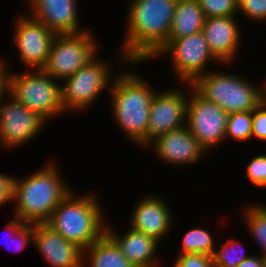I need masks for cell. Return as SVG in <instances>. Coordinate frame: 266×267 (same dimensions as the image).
I'll use <instances>...</instances> for the list:
<instances>
[{
    "label": "cell",
    "mask_w": 266,
    "mask_h": 267,
    "mask_svg": "<svg viewBox=\"0 0 266 267\" xmlns=\"http://www.w3.org/2000/svg\"><path fill=\"white\" fill-rule=\"evenodd\" d=\"M97 54L76 73L61 82L62 104L65 114L79 113L94 105L104 90L109 91L117 71L113 60L102 59ZM113 65V66H112ZM112 67V68H111ZM115 72V74L113 72Z\"/></svg>",
    "instance_id": "obj_7"
},
{
    "label": "cell",
    "mask_w": 266,
    "mask_h": 267,
    "mask_svg": "<svg viewBox=\"0 0 266 267\" xmlns=\"http://www.w3.org/2000/svg\"><path fill=\"white\" fill-rule=\"evenodd\" d=\"M212 232L203 227L190 229L182 237V244L177 255L185 253H200L212 256L217 244Z\"/></svg>",
    "instance_id": "obj_23"
},
{
    "label": "cell",
    "mask_w": 266,
    "mask_h": 267,
    "mask_svg": "<svg viewBox=\"0 0 266 267\" xmlns=\"http://www.w3.org/2000/svg\"><path fill=\"white\" fill-rule=\"evenodd\" d=\"M255 23L266 21V0H238V14Z\"/></svg>",
    "instance_id": "obj_29"
},
{
    "label": "cell",
    "mask_w": 266,
    "mask_h": 267,
    "mask_svg": "<svg viewBox=\"0 0 266 267\" xmlns=\"http://www.w3.org/2000/svg\"><path fill=\"white\" fill-rule=\"evenodd\" d=\"M241 240L229 238L221 245L216 246L212 254L213 267H237L242 261L251 256L243 250ZM220 246V247H219Z\"/></svg>",
    "instance_id": "obj_25"
},
{
    "label": "cell",
    "mask_w": 266,
    "mask_h": 267,
    "mask_svg": "<svg viewBox=\"0 0 266 267\" xmlns=\"http://www.w3.org/2000/svg\"><path fill=\"white\" fill-rule=\"evenodd\" d=\"M262 92H263V101L266 103V78H264L262 84Z\"/></svg>",
    "instance_id": "obj_35"
},
{
    "label": "cell",
    "mask_w": 266,
    "mask_h": 267,
    "mask_svg": "<svg viewBox=\"0 0 266 267\" xmlns=\"http://www.w3.org/2000/svg\"><path fill=\"white\" fill-rule=\"evenodd\" d=\"M177 0H129L116 62L150 60L166 43Z\"/></svg>",
    "instance_id": "obj_1"
},
{
    "label": "cell",
    "mask_w": 266,
    "mask_h": 267,
    "mask_svg": "<svg viewBox=\"0 0 266 267\" xmlns=\"http://www.w3.org/2000/svg\"><path fill=\"white\" fill-rule=\"evenodd\" d=\"M26 13L58 34H76L88 30L80 24L78 0H24ZM29 12V13H28Z\"/></svg>",
    "instance_id": "obj_16"
},
{
    "label": "cell",
    "mask_w": 266,
    "mask_h": 267,
    "mask_svg": "<svg viewBox=\"0 0 266 267\" xmlns=\"http://www.w3.org/2000/svg\"><path fill=\"white\" fill-rule=\"evenodd\" d=\"M14 176L0 172V207L13 201Z\"/></svg>",
    "instance_id": "obj_32"
},
{
    "label": "cell",
    "mask_w": 266,
    "mask_h": 267,
    "mask_svg": "<svg viewBox=\"0 0 266 267\" xmlns=\"http://www.w3.org/2000/svg\"><path fill=\"white\" fill-rule=\"evenodd\" d=\"M206 16L198 0H177L167 43L150 59L155 57L172 41L202 31Z\"/></svg>",
    "instance_id": "obj_20"
},
{
    "label": "cell",
    "mask_w": 266,
    "mask_h": 267,
    "mask_svg": "<svg viewBox=\"0 0 266 267\" xmlns=\"http://www.w3.org/2000/svg\"><path fill=\"white\" fill-rule=\"evenodd\" d=\"M47 163V164H46ZM25 178L14 176L15 218L27 224L46 223L57 205L71 191L57 162H46Z\"/></svg>",
    "instance_id": "obj_3"
},
{
    "label": "cell",
    "mask_w": 266,
    "mask_h": 267,
    "mask_svg": "<svg viewBox=\"0 0 266 267\" xmlns=\"http://www.w3.org/2000/svg\"><path fill=\"white\" fill-rule=\"evenodd\" d=\"M262 267H266V258H264V263Z\"/></svg>",
    "instance_id": "obj_36"
},
{
    "label": "cell",
    "mask_w": 266,
    "mask_h": 267,
    "mask_svg": "<svg viewBox=\"0 0 266 267\" xmlns=\"http://www.w3.org/2000/svg\"><path fill=\"white\" fill-rule=\"evenodd\" d=\"M128 64L130 68L119 70L121 73L115 75L108 91L111 117L129 142L137 145V148L145 149L150 105L157 89L152 84L150 86L141 74L133 72L132 66L141 62H128Z\"/></svg>",
    "instance_id": "obj_2"
},
{
    "label": "cell",
    "mask_w": 266,
    "mask_h": 267,
    "mask_svg": "<svg viewBox=\"0 0 266 267\" xmlns=\"http://www.w3.org/2000/svg\"><path fill=\"white\" fill-rule=\"evenodd\" d=\"M206 18L238 16V0H198Z\"/></svg>",
    "instance_id": "obj_27"
},
{
    "label": "cell",
    "mask_w": 266,
    "mask_h": 267,
    "mask_svg": "<svg viewBox=\"0 0 266 267\" xmlns=\"http://www.w3.org/2000/svg\"><path fill=\"white\" fill-rule=\"evenodd\" d=\"M179 85V88L157 90L153 96L149 111L147 145L157 136L186 125L189 84Z\"/></svg>",
    "instance_id": "obj_13"
},
{
    "label": "cell",
    "mask_w": 266,
    "mask_h": 267,
    "mask_svg": "<svg viewBox=\"0 0 266 267\" xmlns=\"http://www.w3.org/2000/svg\"><path fill=\"white\" fill-rule=\"evenodd\" d=\"M166 202L164 197L152 192L142 196L130 212V227L162 243L174 226L173 212Z\"/></svg>",
    "instance_id": "obj_15"
},
{
    "label": "cell",
    "mask_w": 266,
    "mask_h": 267,
    "mask_svg": "<svg viewBox=\"0 0 266 267\" xmlns=\"http://www.w3.org/2000/svg\"><path fill=\"white\" fill-rule=\"evenodd\" d=\"M15 18L13 46L26 69H42L46 63L56 34L26 12Z\"/></svg>",
    "instance_id": "obj_11"
},
{
    "label": "cell",
    "mask_w": 266,
    "mask_h": 267,
    "mask_svg": "<svg viewBox=\"0 0 266 267\" xmlns=\"http://www.w3.org/2000/svg\"><path fill=\"white\" fill-rule=\"evenodd\" d=\"M228 139L238 143L252 140V111L228 114L225 140Z\"/></svg>",
    "instance_id": "obj_26"
},
{
    "label": "cell",
    "mask_w": 266,
    "mask_h": 267,
    "mask_svg": "<svg viewBox=\"0 0 266 267\" xmlns=\"http://www.w3.org/2000/svg\"><path fill=\"white\" fill-rule=\"evenodd\" d=\"M12 220H9L5 226L7 230L6 239H2V244L5 248H8L10 252L13 250L15 252H20L26 249L29 244H33L34 236V224H27L23 221L13 217ZM11 245V246H10ZM11 247V248H10Z\"/></svg>",
    "instance_id": "obj_24"
},
{
    "label": "cell",
    "mask_w": 266,
    "mask_h": 267,
    "mask_svg": "<svg viewBox=\"0 0 266 267\" xmlns=\"http://www.w3.org/2000/svg\"><path fill=\"white\" fill-rule=\"evenodd\" d=\"M113 228L108 222L106 234L116 243L121 253L134 267L160 266V260L157 257L159 241L131 227L123 233L117 232Z\"/></svg>",
    "instance_id": "obj_19"
},
{
    "label": "cell",
    "mask_w": 266,
    "mask_h": 267,
    "mask_svg": "<svg viewBox=\"0 0 266 267\" xmlns=\"http://www.w3.org/2000/svg\"><path fill=\"white\" fill-rule=\"evenodd\" d=\"M99 200L101 198L95 191L78 195L73 188L57 205L46 224L85 250L106 233L107 220Z\"/></svg>",
    "instance_id": "obj_4"
},
{
    "label": "cell",
    "mask_w": 266,
    "mask_h": 267,
    "mask_svg": "<svg viewBox=\"0 0 266 267\" xmlns=\"http://www.w3.org/2000/svg\"><path fill=\"white\" fill-rule=\"evenodd\" d=\"M134 267L105 233L83 250L82 267Z\"/></svg>",
    "instance_id": "obj_21"
},
{
    "label": "cell",
    "mask_w": 266,
    "mask_h": 267,
    "mask_svg": "<svg viewBox=\"0 0 266 267\" xmlns=\"http://www.w3.org/2000/svg\"><path fill=\"white\" fill-rule=\"evenodd\" d=\"M248 182L257 188H266V153L258 154L249 160L245 167Z\"/></svg>",
    "instance_id": "obj_28"
},
{
    "label": "cell",
    "mask_w": 266,
    "mask_h": 267,
    "mask_svg": "<svg viewBox=\"0 0 266 267\" xmlns=\"http://www.w3.org/2000/svg\"><path fill=\"white\" fill-rule=\"evenodd\" d=\"M264 258L261 255L254 254L242 261L237 267H262Z\"/></svg>",
    "instance_id": "obj_34"
},
{
    "label": "cell",
    "mask_w": 266,
    "mask_h": 267,
    "mask_svg": "<svg viewBox=\"0 0 266 267\" xmlns=\"http://www.w3.org/2000/svg\"><path fill=\"white\" fill-rule=\"evenodd\" d=\"M237 18L239 17H208L202 28L211 53L222 65H232L240 54L238 50L243 43Z\"/></svg>",
    "instance_id": "obj_17"
},
{
    "label": "cell",
    "mask_w": 266,
    "mask_h": 267,
    "mask_svg": "<svg viewBox=\"0 0 266 267\" xmlns=\"http://www.w3.org/2000/svg\"><path fill=\"white\" fill-rule=\"evenodd\" d=\"M85 30L76 34H58L53 39L46 65L42 70L62 82L76 73L100 51L95 33Z\"/></svg>",
    "instance_id": "obj_8"
},
{
    "label": "cell",
    "mask_w": 266,
    "mask_h": 267,
    "mask_svg": "<svg viewBox=\"0 0 266 267\" xmlns=\"http://www.w3.org/2000/svg\"><path fill=\"white\" fill-rule=\"evenodd\" d=\"M165 56L170 59L173 73L181 84H193L211 70L208 65L211 62L216 66H228L222 65L211 53L202 31L172 40L155 59Z\"/></svg>",
    "instance_id": "obj_9"
},
{
    "label": "cell",
    "mask_w": 266,
    "mask_h": 267,
    "mask_svg": "<svg viewBox=\"0 0 266 267\" xmlns=\"http://www.w3.org/2000/svg\"><path fill=\"white\" fill-rule=\"evenodd\" d=\"M32 245L51 267H82L83 249L65 239L46 223L34 224Z\"/></svg>",
    "instance_id": "obj_18"
},
{
    "label": "cell",
    "mask_w": 266,
    "mask_h": 267,
    "mask_svg": "<svg viewBox=\"0 0 266 267\" xmlns=\"http://www.w3.org/2000/svg\"><path fill=\"white\" fill-rule=\"evenodd\" d=\"M151 148L153 155L166 166L187 167L202 160L208 153L191 134L187 125L157 136L146 148Z\"/></svg>",
    "instance_id": "obj_14"
},
{
    "label": "cell",
    "mask_w": 266,
    "mask_h": 267,
    "mask_svg": "<svg viewBox=\"0 0 266 267\" xmlns=\"http://www.w3.org/2000/svg\"><path fill=\"white\" fill-rule=\"evenodd\" d=\"M10 95L46 123L65 115L62 104L61 82L42 69L11 72Z\"/></svg>",
    "instance_id": "obj_6"
},
{
    "label": "cell",
    "mask_w": 266,
    "mask_h": 267,
    "mask_svg": "<svg viewBox=\"0 0 266 267\" xmlns=\"http://www.w3.org/2000/svg\"><path fill=\"white\" fill-rule=\"evenodd\" d=\"M264 203H247L245 207L240 208V215L249 234L253 236L252 240L258 244L260 255L266 258V205Z\"/></svg>",
    "instance_id": "obj_22"
},
{
    "label": "cell",
    "mask_w": 266,
    "mask_h": 267,
    "mask_svg": "<svg viewBox=\"0 0 266 267\" xmlns=\"http://www.w3.org/2000/svg\"><path fill=\"white\" fill-rule=\"evenodd\" d=\"M45 124L40 116L9 94L0 104V145L6 151L24 146L37 138Z\"/></svg>",
    "instance_id": "obj_12"
},
{
    "label": "cell",
    "mask_w": 266,
    "mask_h": 267,
    "mask_svg": "<svg viewBox=\"0 0 266 267\" xmlns=\"http://www.w3.org/2000/svg\"><path fill=\"white\" fill-rule=\"evenodd\" d=\"M228 113L207 101L189 84L187 127L207 153L225 140Z\"/></svg>",
    "instance_id": "obj_10"
},
{
    "label": "cell",
    "mask_w": 266,
    "mask_h": 267,
    "mask_svg": "<svg viewBox=\"0 0 266 267\" xmlns=\"http://www.w3.org/2000/svg\"><path fill=\"white\" fill-rule=\"evenodd\" d=\"M6 59L0 57V104L3 99L10 94V76Z\"/></svg>",
    "instance_id": "obj_33"
},
{
    "label": "cell",
    "mask_w": 266,
    "mask_h": 267,
    "mask_svg": "<svg viewBox=\"0 0 266 267\" xmlns=\"http://www.w3.org/2000/svg\"><path fill=\"white\" fill-rule=\"evenodd\" d=\"M220 70L211 69L192 84L207 101L228 114L252 111L263 101L262 84L256 85L239 74Z\"/></svg>",
    "instance_id": "obj_5"
},
{
    "label": "cell",
    "mask_w": 266,
    "mask_h": 267,
    "mask_svg": "<svg viewBox=\"0 0 266 267\" xmlns=\"http://www.w3.org/2000/svg\"><path fill=\"white\" fill-rule=\"evenodd\" d=\"M172 267H213L212 256L200 253L179 254Z\"/></svg>",
    "instance_id": "obj_31"
},
{
    "label": "cell",
    "mask_w": 266,
    "mask_h": 267,
    "mask_svg": "<svg viewBox=\"0 0 266 267\" xmlns=\"http://www.w3.org/2000/svg\"><path fill=\"white\" fill-rule=\"evenodd\" d=\"M266 141V103L262 101L252 110V139Z\"/></svg>",
    "instance_id": "obj_30"
}]
</instances>
